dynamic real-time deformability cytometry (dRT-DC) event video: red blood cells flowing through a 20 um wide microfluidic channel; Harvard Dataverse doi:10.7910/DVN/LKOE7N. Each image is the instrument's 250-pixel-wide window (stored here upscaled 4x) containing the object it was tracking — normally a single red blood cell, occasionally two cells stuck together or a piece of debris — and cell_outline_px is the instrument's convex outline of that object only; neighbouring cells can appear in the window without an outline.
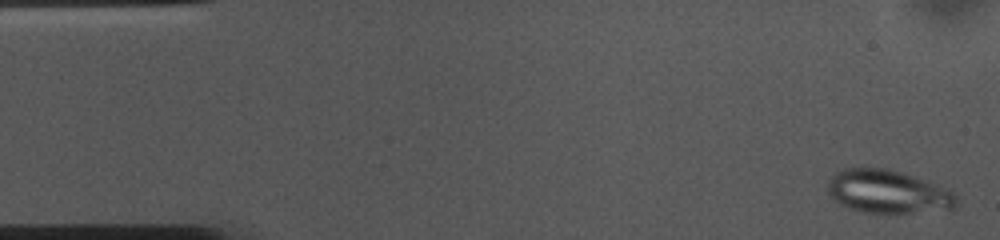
{"species": "common noctule bat (a hibernating species)", "species_latin": "Nyctalus noctula", "temperature_condition": "cold", "stored_images_in_passage": 54, "camera_frame_rate_fps": 3000, "um_per_image_px": 0.085, "animal": {"sex": "female", "body_mass_g": 10.0, "forearm_length_mm": 53.1}, "frame": {"image": 1, "passage_image": 2, "time_ms": 0.333, "image_size_px": [1000, 240], "cell_outline_px": [[956, 204], [952, 208], [888, 216], [864, 212], [848, 208], [832, 200], [828, 192], [828, 180], [836, 172], [844, 168], [892, 168], [936, 184], [952, 192], [956, 196]], "centroid_in_image_um": [75.42, 16.32], "position_along_channel_um": 9.6, "area_um2": 33.06}}
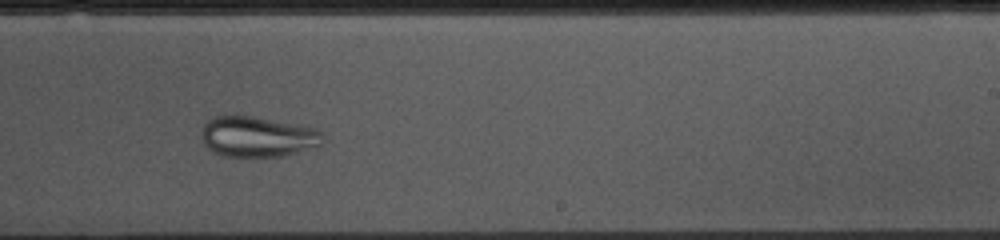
{"frame": {"image": 2, "passage_image": 32, "time_ms": 10.333, "image_size_px": [1000, 240], "cell_outline_px": [[324, 144], [316, 148], [284, 156], [224, 156], [208, 148], [204, 144], [200, 132], [204, 124], [212, 116], [252, 116], [316, 128], [324, 132]], "centroid_in_image_um": [21.95, 11.62], "position_along_channel_um": 267.0, "area_um2": 28.9}}
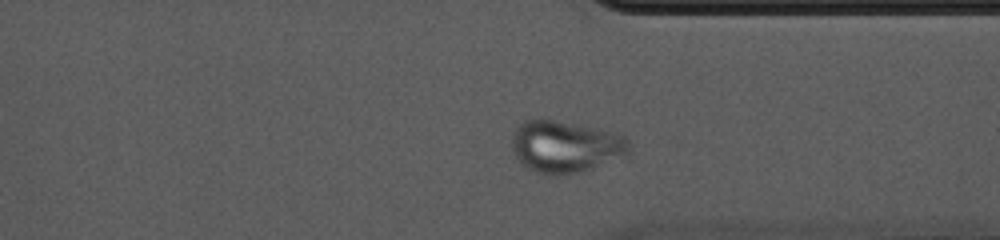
{"frame": {"image": 3, "passage_image": 40, "time_ms": 13.0, "image_size_px": [1000, 240], "cell_outline_px": [[628, 156], [580, 172], [560, 176], [548, 176], [536, 172], [528, 168], [512, 152], [512, 136], [516, 128], [524, 120], [540, 116], [616, 132], [628, 136]], "centroid_in_image_um": [48.07, 12.44], "position_along_channel_um": 363.3, "area_um2": 36.36}}